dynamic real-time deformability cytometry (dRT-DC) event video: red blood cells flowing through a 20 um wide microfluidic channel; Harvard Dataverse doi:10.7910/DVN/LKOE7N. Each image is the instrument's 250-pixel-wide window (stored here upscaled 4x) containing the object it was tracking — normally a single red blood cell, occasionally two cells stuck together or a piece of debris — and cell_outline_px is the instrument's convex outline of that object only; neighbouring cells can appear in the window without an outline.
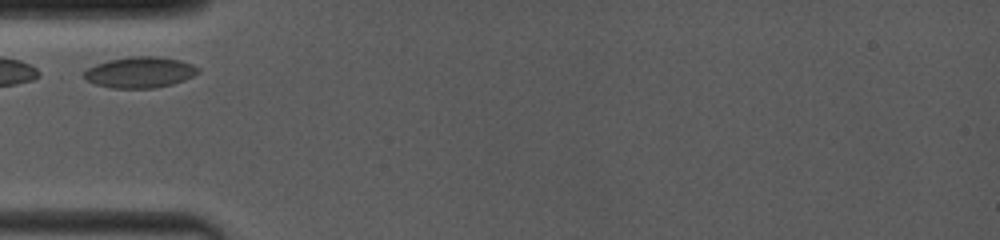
{"species": "common noctule bat (a hibernating species)", "species_latin": "Nyctalus noctula", "temperature_condition": "room temperature", "stored_images_in_passage": 20, "camera_frame_rate_fps": 4000, "um_per_image_px": 0.085, "animal": {"sex": "female", "body_mass_g": 19.0, "forearm_length_mm": 53.3}, "frame": {"image": 1, "passage_image": 1, "time_ms": 0.0, "image_size_px": [1000, 240], "cell_outline_px": [[200, 72], [184, 80], [172, 84], [152, 88], [112, 88], [96, 84], [88, 80], [84, 76], [84, 72], [88, 68], [96, 64], [108, 60], [132, 56], [156, 56], [180, 60], [192, 64], [200, 68]], "centroid_in_image_um": [11.92, 6.14], "position_along_channel_um": 73.1, "area_um2": 20.46}}
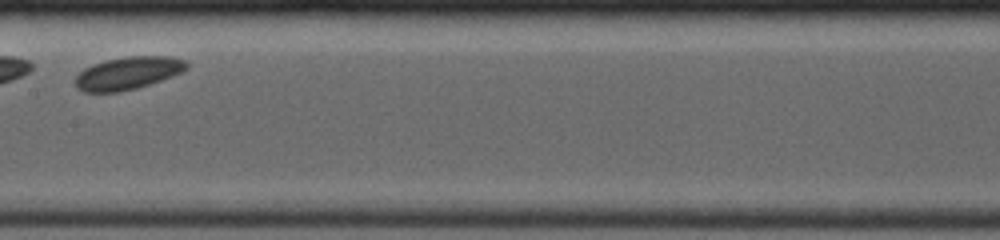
{"frame": {"image": 2, "passage_image": 9, "time_ms": 3.25, "image_size_px": [1000, 240], "cell_outline_px": [[188, 68], [172, 76], [136, 88], [116, 92], [84, 92], [76, 84], [76, 76], [84, 68], [92, 64], [104, 60], [128, 56], [168, 56], [184, 60], [188, 64]], "centroid_in_image_um": [10.87, 6.2], "position_along_channel_um": 196.5, "area_um2": 20.92}}